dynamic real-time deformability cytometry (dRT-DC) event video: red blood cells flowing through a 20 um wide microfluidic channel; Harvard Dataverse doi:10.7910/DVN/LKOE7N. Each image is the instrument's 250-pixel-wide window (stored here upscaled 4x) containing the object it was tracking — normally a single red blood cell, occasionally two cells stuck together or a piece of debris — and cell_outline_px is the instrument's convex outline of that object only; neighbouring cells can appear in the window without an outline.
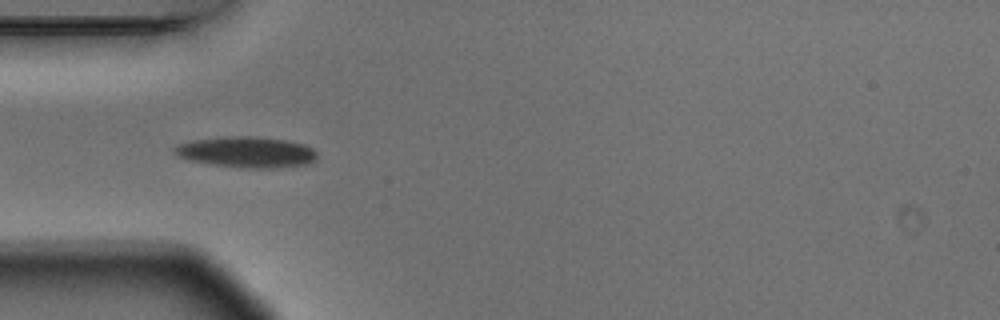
{"species": "Egyptian fruit bat (a non-hibernating species)", "species_latin": "Rousettus aegyptiacus", "temperature_condition": "warm", "stored_images_in_passage": 10, "camera_frame_rate_fps": 3000, "um_per_image_px": 0.085, "animal": {"sex": "male"}, "frame": {"image": 1, "passage_image": 5, "time_ms": 1.333, "image_size_px": [1000, 320], "cell_outline_px": [[316, 160], [308, 164], [276, 168], [240, 168], [212, 164], [188, 160], [172, 152], [172, 148], [176, 144], [192, 140], [228, 136], [256, 136], [284, 140], [304, 144], [312, 148], [316, 152]], "centroid_in_image_um": [20.93, 12.93], "position_along_channel_um": 64.1, "area_um2": 25.89}}
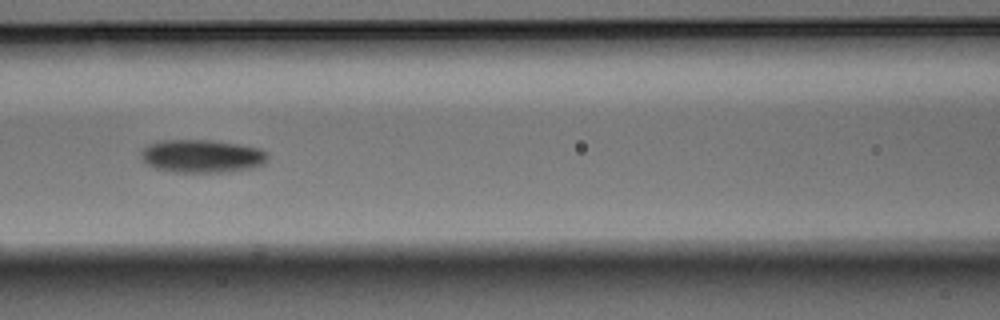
{"frame": {"image": 2, "passage_image": 7, "time_ms": 2.0, "image_size_px": [1000, 320], "cell_outline_px": [[268, 160], [264, 164], [252, 168], [228, 172], [172, 172], [156, 168], [144, 164], [140, 156], [140, 152], [148, 144], [160, 140], [208, 140], [240, 144], [260, 148], [268, 152]], "centroid_in_image_um": [17.17, 13.27], "position_along_channel_um": 149.4, "area_um2": 24.8}}
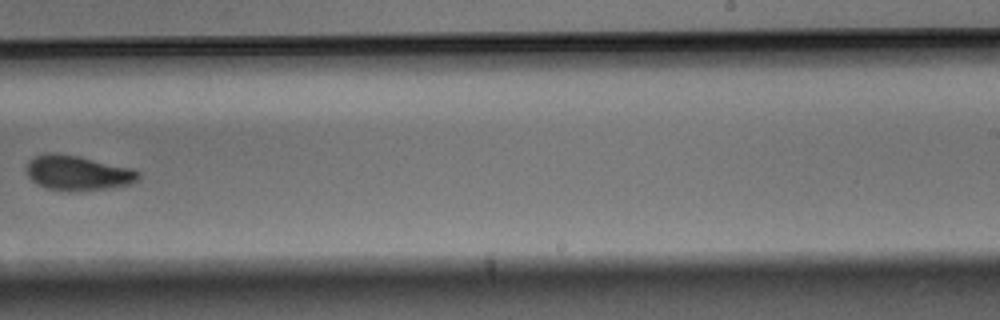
{"frame": {"image": 3, "passage_image": 10, "time_ms": 3.0, "image_size_px": [1000, 320], "cell_outline_px": [[140, 176], [132, 184], [104, 188], [68, 192], [48, 188], [36, 184], [28, 176], [28, 160], [36, 156], [48, 152], [52, 152], [76, 156], [132, 168], [140, 172]], "centroid_in_image_um": [6.6, 14.7], "position_along_channel_um": 282.4, "area_um2": 22.48}}